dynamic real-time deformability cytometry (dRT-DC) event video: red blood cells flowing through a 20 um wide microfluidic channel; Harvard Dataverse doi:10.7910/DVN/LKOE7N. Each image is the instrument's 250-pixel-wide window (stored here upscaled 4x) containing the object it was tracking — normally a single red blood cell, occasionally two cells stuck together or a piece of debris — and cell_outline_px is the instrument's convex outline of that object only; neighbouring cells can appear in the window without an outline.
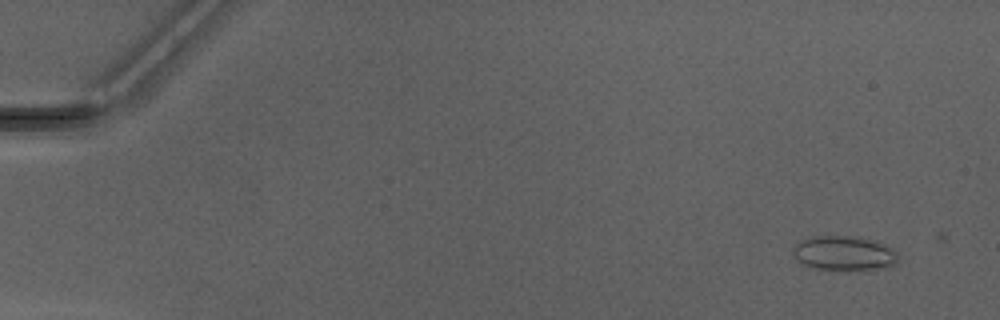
{"species": "Egyptian fruit bat (a non-hibernating species)", "species_latin": "Rousettus aegyptiacus", "temperature_condition": "warm", "stored_images_in_passage": 4, "camera_frame_rate_fps": 3000, "um_per_image_px": 0.085, "animal": {"sex": "male"}, "frame": {"image": 1, "passage_image": 1, "time_ms": 0.0, "image_size_px": [1000, 320], "cell_outline_px": [[896, 264], [888, 268], [856, 272], [812, 268], [804, 264], [792, 252], [792, 248], [800, 240], [812, 236], [856, 236], [872, 240], [896, 252]], "centroid_in_image_um": [71.74, 21.56], "position_along_channel_um": 13.3, "area_um2": 21.44}}